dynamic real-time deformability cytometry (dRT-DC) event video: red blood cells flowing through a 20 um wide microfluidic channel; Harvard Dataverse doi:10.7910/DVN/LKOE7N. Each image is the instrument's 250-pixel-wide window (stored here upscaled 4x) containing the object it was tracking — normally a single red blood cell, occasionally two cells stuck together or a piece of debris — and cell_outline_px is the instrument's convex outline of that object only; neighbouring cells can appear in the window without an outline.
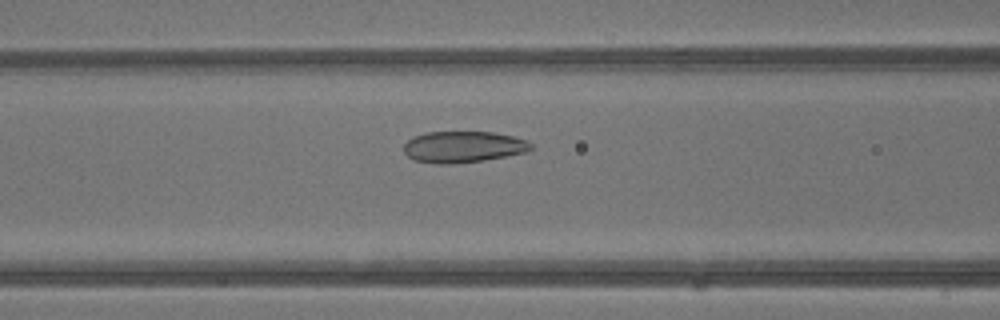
{"species": "common noctule bat (a hibernating species)", "species_latin": "Nyctalus noctula", "temperature_condition": "warm", "stored_images_in_passage": 5, "camera_frame_rate_fps": 3000, "um_per_image_px": 0.085, "animal": {"sex": "male", "body_mass_g": 13.3}, "frame": {"image": 1, "passage_image": 5, "time_ms": 1.333, "image_size_px": [1000, 320], "cell_outline_px": [[532, 148], [524, 152], [508, 156], [484, 160], [452, 164], [432, 164], [412, 160], [404, 152], [404, 144], [412, 136], [428, 132], [492, 132], [512, 136], [528, 140], [532, 144]], "centroid_in_image_um": [39.34, 12.49], "position_along_channel_um": 127.3, "area_um2": 23.41}}